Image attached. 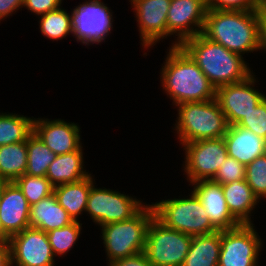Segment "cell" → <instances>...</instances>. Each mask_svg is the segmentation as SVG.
Instances as JSON below:
<instances>
[{"label":"cell","instance_id":"6da1fadb","mask_svg":"<svg viewBox=\"0 0 266 266\" xmlns=\"http://www.w3.org/2000/svg\"><path fill=\"white\" fill-rule=\"evenodd\" d=\"M161 71L163 89L176 105L216 98V88L181 47L171 46Z\"/></svg>","mask_w":266,"mask_h":266},{"label":"cell","instance_id":"7a4b0ae2","mask_svg":"<svg viewBox=\"0 0 266 266\" xmlns=\"http://www.w3.org/2000/svg\"><path fill=\"white\" fill-rule=\"evenodd\" d=\"M202 34L239 55L259 50V11L207 9Z\"/></svg>","mask_w":266,"mask_h":266},{"label":"cell","instance_id":"3957f363","mask_svg":"<svg viewBox=\"0 0 266 266\" xmlns=\"http://www.w3.org/2000/svg\"><path fill=\"white\" fill-rule=\"evenodd\" d=\"M180 46L192 57L216 89L245 81L253 74L242 55L209 40L202 33L186 39Z\"/></svg>","mask_w":266,"mask_h":266},{"label":"cell","instance_id":"277c9868","mask_svg":"<svg viewBox=\"0 0 266 266\" xmlns=\"http://www.w3.org/2000/svg\"><path fill=\"white\" fill-rule=\"evenodd\" d=\"M177 134L180 144L222 138L227 131V121L216 99L202 102H185L176 105Z\"/></svg>","mask_w":266,"mask_h":266},{"label":"cell","instance_id":"5b68a950","mask_svg":"<svg viewBox=\"0 0 266 266\" xmlns=\"http://www.w3.org/2000/svg\"><path fill=\"white\" fill-rule=\"evenodd\" d=\"M154 216L153 206L146 204L130 219L101 226L108 265L144 252L148 225Z\"/></svg>","mask_w":266,"mask_h":266},{"label":"cell","instance_id":"8992f818","mask_svg":"<svg viewBox=\"0 0 266 266\" xmlns=\"http://www.w3.org/2000/svg\"><path fill=\"white\" fill-rule=\"evenodd\" d=\"M155 217L166 227L190 236L216 232L203 204L192 191L189 198H174L152 204Z\"/></svg>","mask_w":266,"mask_h":266},{"label":"cell","instance_id":"52a82bcc","mask_svg":"<svg viewBox=\"0 0 266 266\" xmlns=\"http://www.w3.org/2000/svg\"><path fill=\"white\" fill-rule=\"evenodd\" d=\"M192 236L166 227L155 216L148 225L144 253L153 266H182Z\"/></svg>","mask_w":266,"mask_h":266},{"label":"cell","instance_id":"ba28073f","mask_svg":"<svg viewBox=\"0 0 266 266\" xmlns=\"http://www.w3.org/2000/svg\"><path fill=\"white\" fill-rule=\"evenodd\" d=\"M185 150L184 171L187 180L195 183L212 180L228 157L224 138L202 139L182 145Z\"/></svg>","mask_w":266,"mask_h":266},{"label":"cell","instance_id":"9c48e42d","mask_svg":"<svg viewBox=\"0 0 266 266\" xmlns=\"http://www.w3.org/2000/svg\"><path fill=\"white\" fill-rule=\"evenodd\" d=\"M144 205L140 200L106 188L91 186L86 211L100 226L124 221L134 216Z\"/></svg>","mask_w":266,"mask_h":266},{"label":"cell","instance_id":"30bf717a","mask_svg":"<svg viewBox=\"0 0 266 266\" xmlns=\"http://www.w3.org/2000/svg\"><path fill=\"white\" fill-rule=\"evenodd\" d=\"M262 245L253 224L222 230L218 266H257Z\"/></svg>","mask_w":266,"mask_h":266},{"label":"cell","instance_id":"8fae6325","mask_svg":"<svg viewBox=\"0 0 266 266\" xmlns=\"http://www.w3.org/2000/svg\"><path fill=\"white\" fill-rule=\"evenodd\" d=\"M73 13V35L83 45L99 44L111 33L112 12L101 0H88Z\"/></svg>","mask_w":266,"mask_h":266},{"label":"cell","instance_id":"7c38bea8","mask_svg":"<svg viewBox=\"0 0 266 266\" xmlns=\"http://www.w3.org/2000/svg\"><path fill=\"white\" fill-rule=\"evenodd\" d=\"M11 266H54V254L46 232L28 227L8 239Z\"/></svg>","mask_w":266,"mask_h":266},{"label":"cell","instance_id":"4fadbf2b","mask_svg":"<svg viewBox=\"0 0 266 266\" xmlns=\"http://www.w3.org/2000/svg\"><path fill=\"white\" fill-rule=\"evenodd\" d=\"M207 9V0H171L167 14V36L175 33L177 36L172 46H180L186 39L202 33Z\"/></svg>","mask_w":266,"mask_h":266},{"label":"cell","instance_id":"5bb4252c","mask_svg":"<svg viewBox=\"0 0 266 266\" xmlns=\"http://www.w3.org/2000/svg\"><path fill=\"white\" fill-rule=\"evenodd\" d=\"M255 82L254 75H251L245 81L216 89L215 99L225 115L228 126L237 125L265 97L258 89L255 90Z\"/></svg>","mask_w":266,"mask_h":266},{"label":"cell","instance_id":"9a60e30c","mask_svg":"<svg viewBox=\"0 0 266 266\" xmlns=\"http://www.w3.org/2000/svg\"><path fill=\"white\" fill-rule=\"evenodd\" d=\"M136 12L142 46L152 47L167 37V14L171 0H131Z\"/></svg>","mask_w":266,"mask_h":266},{"label":"cell","instance_id":"2e32d148","mask_svg":"<svg viewBox=\"0 0 266 266\" xmlns=\"http://www.w3.org/2000/svg\"><path fill=\"white\" fill-rule=\"evenodd\" d=\"M30 227V205L15 182H9L0 199V230L8 240Z\"/></svg>","mask_w":266,"mask_h":266},{"label":"cell","instance_id":"e0dca14e","mask_svg":"<svg viewBox=\"0 0 266 266\" xmlns=\"http://www.w3.org/2000/svg\"><path fill=\"white\" fill-rule=\"evenodd\" d=\"M33 132L55 155L77 151L82 145L80 127L74 122L34 118Z\"/></svg>","mask_w":266,"mask_h":266},{"label":"cell","instance_id":"ac0fdd59","mask_svg":"<svg viewBox=\"0 0 266 266\" xmlns=\"http://www.w3.org/2000/svg\"><path fill=\"white\" fill-rule=\"evenodd\" d=\"M192 185L193 192L203 204L210 222L217 230H230L241 225L230 213L220 183L201 180Z\"/></svg>","mask_w":266,"mask_h":266},{"label":"cell","instance_id":"d6986e66","mask_svg":"<svg viewBox=\"0 0 266 266\" xmlns=\"http://www.w3.org/2000/svg\"><path fill=\"white\" fill-rule=\"evenodd\" d=\"M223 138L228 156L245 166L266 153V140L239 125L228 126Z\"/></svg>","mask_w":266,"mask_h":266},{"label":"cell","instance_id":"ffe728a7","mask_svg":"<svg viewBox=\"0 0 266 266\" xmlns=\"http://www.w3.org/2000/svg\"><path fill=\"white\" fill-rule=\"evenodd\" d=\"M72 222L74 220L58 203L54 193L30 206V227L47 233Z\"/></svg>","mask_w":266,"mask_h":266},{"label":"cell","instance_id":"44dd1931","mask_svg":"<svg viewBox=\"0 0 266 266\" xmlns=\"http://www.w3.org/2000/svg\"><path fill=\"white\" fill-rule=\"evenodd\" d=\"M222 189L227 207L232 216L240 224H253L250 214L260 200L246 180L223 184Z\"/></svg>","mask_w":266,"mask_h":266},{"label":"cell","instance_id":"7402d4cb","mask_svg":"<svg viewBox=\"0 0 266 266\" xmlns=\"http://www.w3.org/2000/svg\"><path fill=\"white\" fill-rule=\"evenodd\" d=\"M83 162L82 146L77 151L56 155L45 177L53 187L80 181L90 175L83 170Z\"/></svg>","mask_w":266,"mask_h":266},{"label":"cell","instance_id":"603a6c76","mask_svg":"<svg viewBox=\"0 0 266 266\" xmlns=\"http://www.w3.org/2000/svg\"><path fill=\"white\" fill-rule=\"evenodd\" d=\"M94 184L91 174L74 183L54 187L53 193L58 203L68 212L74 221L83 211H86L88 195Z\"/></svg>","mask_w":266,"mask_h":266},{"label":"cell","instance_id":"cb8c5ba5","mask_svg":"<svg viewBox=\"0 0 266 266\" xmlns=\"http://www.w3.org/2000/svg\"><path fill=\"white\" fill-rule=\"evenodd\" d=\"M221 248V230L193 236L182 266H218Z\"/></svg>","mask_w":266,"mask_h":266},{"label":"cell","instance_id":"d4e9b609","mask_svg":"<svg viewBox=\"0 0 266 266\" xmlns=\"http://www.w3.org/2000/svg\"><path fill=\"white\" fill-rule=\"evenodd\" d=\"M26 141L0 146V175L8 182H15L26 173Z\"/></svg>","mask_w":266,"mask_h":266},{"label":"cell","instance_id":"484cf974","mask_svg":"<svg viewBox=\"0 0 266 266\" xmlns=\"http://www.w3.org/2000/svg\"><path fill=\"white\" fill-rule=\"evenodd\" d=\"M27 146V175L45 177L50 164L56 155L44 144L34 132L26 140Z\"/></svg>","mask_w":266,"mask_h":266},{"label":"cell","instance_id":"4316f807","mask_svg":"<svg viewBox=\"0 0 266 266\" xmlns=\"http://www.w3.org/2000/svg\"><path fill=\"white\" fill-rule=\"evenodd\" d=\"M34 119L23 115L0 114V146L26 141L33 132Z\"/></svg>","mask_w":266,"mask_h":266},{"label":"cell","instance_id":"83f0119b","mask_svg":"<svg viewBox=\"0 0 266 266\" xmlns=\"http://www.w3.org/2000/svg\"><path fill=\"white\" fill-rule=\"evenodd\" d=\"M40 16L41 33L48 39L58 41L73 35V13L70 15L65 9L58 8Z\"/></svg>","mask_w":266,"mask_h":266},{"label":"cell","instance_id":"f1b7e54d","mask_svg":"<svg viewBox=\"0 0 266 266\" xmlns=\"http://www.w3.org/2000/svg\"><path fill=\"white\" fill-rule=\"evenodd\" d=\"M81 226L80 221H74L65 227L46 233L55 257L57 255L61 257L73 248L77 239H79Z\"/></svg>","mask_w":266,"mask_h":266},{"label":"cell","instance_id":"f546056e","mask_svg":"<svg viewBox=\"0 0 266 266\" xmlns=\"http://www.w3.org/2000/svg\"><path fill=\"white\" fill-rule=\"evenodd\" d=\"M15 183L22 190L30 206L50 196L54 190V187L46 177L24 174Z\"/></svg>","mask_w":266,"mask_h":266},{"label":"cell","instance_id":"4dcf8cb0","mask_svg":"<svg viewBox=\"0 0 266 266\" xmlns=\"http://www.w3.org/2000/svg\"><path fill=\"white\" fill-rule=\"evenodd\" d=\"M245 180L259 200L266 197V153L246 165Z\"/></svg>","mask_w":266,"mask_h":266},{"label":"cell","instance_id":"1f68e13d","mask_svg":"<svg viewBox=\"0 0 266 266\" xmlns=\"http://www.w3.org/2000/svg\"><path fill=\"white\" fill-rule=\"evenodd\" d=\"M237 125L266 140V96Z\"/></svg>","mask_w":266,"mask_h":266},{"label":"cell","instance_id":"d6a6232c","mask_svg":"<svg viewBox=\"0 0 266 266\" xmlns=\"http://www.w3.org/2000/svg\"><path fill=\"white\" fill-rule=\"evenodd\" d=\"M246 166L238 162L233 157L228 156L225 162L218 169L212 181L216 183L228 184L245 179Z\"/></svg>","mask_w":266,"mask_h":266},{"label":"cell","instance_id":"836d02e7","mask_svg":"<svg viewBox=\"0 0 266 266\" xmlns=\"http://www.w3.org/2000/svg\"><path fill=\"white\" fill-rule=\"evenodd\" d=\"M208 9L251 11L256 10L253 0H207Z\"/></svg>","mask_w":266,"mask_h":266},{"label":"cell","instance_id":"e575fe53","mask_svg":"<svg viewBox=\"0 0 266 266\" xmlns=\"http://www.w3.org/2000/svg\"><path fill=\"white\" fill-rule=\"evenodd\" d=\"M62 0H24L23 6L38 16L60 8Z\"/></svg>","mask_w":266,"mask_h":266},{"label":"cell","instance_id":"d590c367","mask_svg":"<svg viewBox=\"0 0 266 266\" xmlns=\"http://www.w3.org/2000/svg\"><path fill=\"white\" fill-rule=\"evenodd\" d=\"M109 266H153L144 252L131 257L115 260Z\"/></svg>","mask_w":266,"mask_h":266},{"label":"cell","instance_id":"8d00e7d4","mask_svg":"<svg viewBox=\"0 0 266 266\" xmlns=\"http://www.w3.org/2000/svg\"><path fill=\"white\" fill-rule=\"evenodd\" d=\"M24 0H0V21L23 7Z\"/></svg>","mask_w":266,"mask_h":266},{"label":"cell","instance_id":"74e56055","mask_svg":"<svg viewBox=\"0 0 266 266\" xmlns=\"http://www.w3.org/2000/svg\"><path fill=\"white\" fill-rule=\"evenodd\" d=\"M259 50L266 51V10L259 11Z\"/></svg>","mask_w":266,"mask_h":266},{"label":"cell","instance_id":"f35d334b","mask_svg":"<svg viewBox=\"0 0 266 266\" xmlns=\"http://www.w3.org/2000/svg\"><path fill=\"white\" fill-rule=\"evenodd\" d=\"M0 266H11L10 246L7 239L0 240Z\"/></svg>","mask_w":266,"mask_h":266},{"label":"cell","instance_id":"ab89813d","mask_svg":"<svg viewBox=\"0 0 266 266\" xmlns=\"http://www.w3.org/2000/svg\"><path fill=\"white\" fill-rule=\"evenodd\" d=\"M256 10H266V0H253Z\"/></svg>","mask_w":266,"mask_h":266},{"label":"cell","instance_id":"60d3db41","mask_svg":"<svg viewBox=\"0 0 266 266\" xmlns=\"http://www.w3.org/2000/svg\"><path fill=\"white\" fill-rule=\"evenodd\" d=\"M9 182L3 178L1 175H0V199H1V196H2V192L5 188V186L8 184Z\"/></svg>","mask_w":266,"mask_h":266},{"label":"cell","instance_id":"b9f144b4","mask_svg":"<svg viewBox=\"0 0 266 266\" xmlns=\"http://www.w3.org/2000/svg\"><path fill=\"white\" fill-rule=\"evenodd\" d=\"M1 239H6V238L2 235L1 230H0V240Z\"/></svg>","mask_w":266,"mask_h":266}]
</instances>
